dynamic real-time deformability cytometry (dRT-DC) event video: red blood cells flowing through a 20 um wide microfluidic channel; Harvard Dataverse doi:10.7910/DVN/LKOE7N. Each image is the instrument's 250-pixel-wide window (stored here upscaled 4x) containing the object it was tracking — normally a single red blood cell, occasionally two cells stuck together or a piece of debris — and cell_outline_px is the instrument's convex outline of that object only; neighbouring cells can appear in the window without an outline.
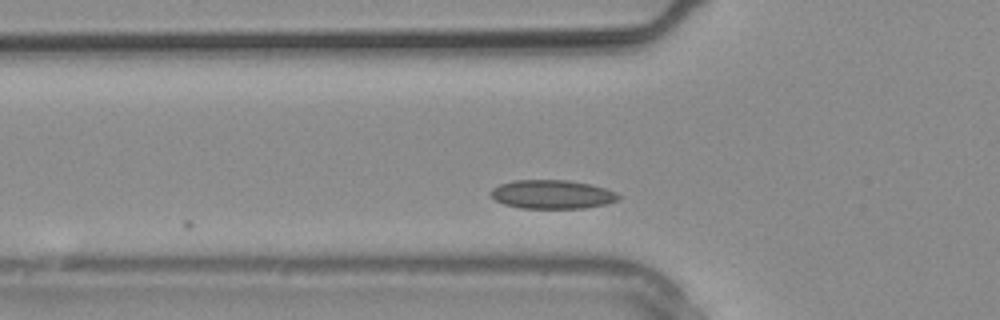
{"species": "common noctule bat (a hibernating species)", "species_latin": "Nyctalus noctula", "temperature_condition": "warm", "stored_images_in_passage": 2, "camera_frame_rate_fps": 3000, "um_per_image_px": 0.085, "animal": {"sex": "male", "body_mass_g": 20.4}, "frame": {"image": 1, "passage_image": 2, "time_ms": 0.333, "image_size_px": [1000, 320], "cell_outline_px": [[620, 200], [604, 204], [584, 208], [520, 208], [504, 204], [496, 200], [488, 192], [492, 188], [500, 184], [516, 180], [568, 180], [592, 184], [616, 192], [620, 196]], "centroid_in_image_um": [46.93, 16.52], "position_along_channel_um": 78.9, "area_um2": 21.44}}